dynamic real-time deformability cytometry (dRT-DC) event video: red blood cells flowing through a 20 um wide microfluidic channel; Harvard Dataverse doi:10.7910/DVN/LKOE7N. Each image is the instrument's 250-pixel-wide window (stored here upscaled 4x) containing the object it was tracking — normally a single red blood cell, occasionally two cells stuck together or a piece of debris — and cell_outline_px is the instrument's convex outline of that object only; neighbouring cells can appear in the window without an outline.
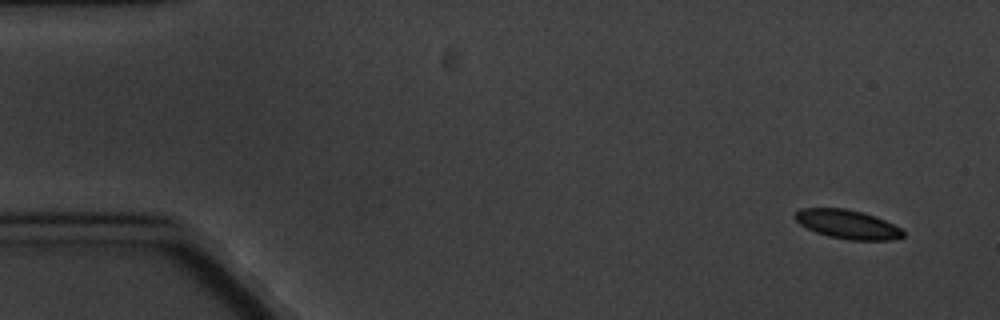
{"species": "common noctule bat (a hibernating species)", "species_latin": "Nyctalus noctula", "temperature_condition": "cold", "stored_images_in_passage": 11, "camera_frame_rate_fps": 3000, "um_per_image_px": 0.085, "animal": {"sex": "male", "body_mass_g": 20.1, "forearm_length_mm": 53.5}, "frame": {"image": 1, "passage_image": 1, "time_ms": 0.0, "image_size_px": [1000, 320], "cell_outline_px": [[904, 236], [892, 240], [848, 240], [828, 236], [816, 232], [800, 224], [792, 216], [800, 208], [844, 208], [876, 216], [900, 228], [904, 232]], "centroid_in_image_um": [72.02, 19.07], "position_along_channel_um": 13.0, "area_um2": 18.15}}
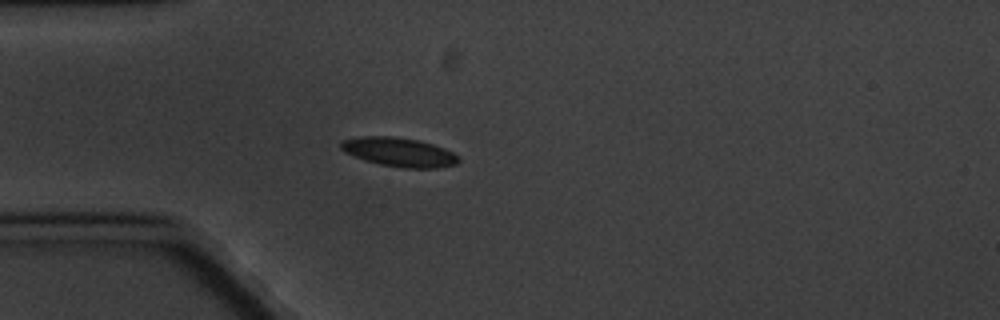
{"frame": {"image": 2, "passage_image": 4, "time_ms": 4.333, "image_size_px": [1000, 320], "cell_outline_px": [[460, 160], [456, 164], [436, 168], [404, 168], [380, 164], [364, 160], [344, 152], [340, 148], [340, 140], [360, 136], [392, 136], [416, 140], [432, 144], [444, 148], [460, 156]], "centroid_in_image_um": [33.9, 12.92], "position_along_channel_um": 51.1, "area_um2": 19.94}}